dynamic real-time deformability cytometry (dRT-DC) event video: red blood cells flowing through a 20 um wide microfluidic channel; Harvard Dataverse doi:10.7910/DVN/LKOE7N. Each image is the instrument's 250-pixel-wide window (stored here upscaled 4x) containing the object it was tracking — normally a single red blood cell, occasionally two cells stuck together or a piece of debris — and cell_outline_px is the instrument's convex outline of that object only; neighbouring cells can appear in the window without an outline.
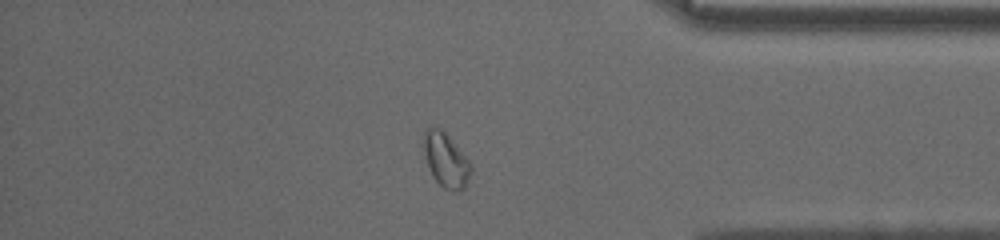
{"species": "common noctule bat (a hibernating species)", "species_latin": "Nyctalus noctula", "temperature_condition": "room temperature", "stored_images_in_passage": 34, "camera_frame_rate_fps": 3000, "um_per_image_px": 0.085, "animal": {"sex": "male", "body_mass_g": 13.0, "forearm_length_mm": 53.1}, "frame": {"image": 1, "passage_image": 27, "time_ms": 8.667, "image_size_px": [1000, 240], "cell_outline_px": [[468, 172], [460, 188], [440, 184], [436, 180], [428, 164], [428, 132], [440, 132], [444, 136], [468, 168]], "centroid_in_image_um": [37.85, 13.73], "position_along_channel_um": 397.3, "area_um2": 10.81}}